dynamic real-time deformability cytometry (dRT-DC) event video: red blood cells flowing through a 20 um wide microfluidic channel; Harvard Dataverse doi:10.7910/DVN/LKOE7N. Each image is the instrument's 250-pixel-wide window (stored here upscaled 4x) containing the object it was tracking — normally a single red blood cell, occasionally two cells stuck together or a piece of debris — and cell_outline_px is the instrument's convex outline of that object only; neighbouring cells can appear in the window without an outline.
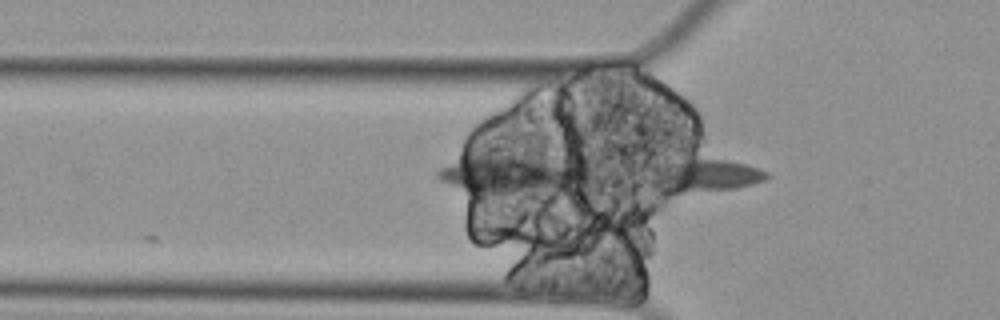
{"species": "Egyptian fruit bat (a non-hibernating species)", "species_latin": "Rousettus aegyptiacus", "temperature_condition": "cold", "stored_images_in_passage": 9, "camera_frame_rate_fps": 3000, "um_per_image_px": 0.085, "animal": {"sex": "female"}, "frame": {"image": 1, "passage_image": 3, "time_ms": 0.667, "image_size_px": [1000, 320], "cell_outline_px": [[772, 176], [764, 180], [752, 184], [736, 188], [676, 192], [668, 192], [644, 180], [652, 164], [696, 160], [728, 160], [744, 164], [768, 172]], "centroid_in_image_um": [59.79, 14.91], "position_along_channel_um": 66.0, "area_um2": 21.96}}
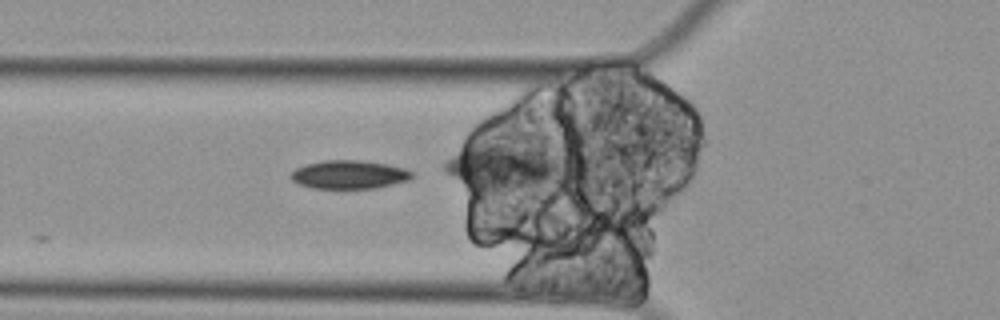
{"frame": {"image": 2, "passage_image": 4, "time_ms": 1.0, "image_size_px": [1000, 320], "cell_outline_px": [[416, 176], [408, 180], [376, 188], [312, 188], [300, 184], [292, 180], [288, 176], [296, 168], [304, 164], [324, 160], [360, 160], [388, 164], [404, 168], [412, 172]], "centroid_in_image_um": [29.67, 14.83], "position_along_channel_um": 96.1, "area_um2": 20.17}}